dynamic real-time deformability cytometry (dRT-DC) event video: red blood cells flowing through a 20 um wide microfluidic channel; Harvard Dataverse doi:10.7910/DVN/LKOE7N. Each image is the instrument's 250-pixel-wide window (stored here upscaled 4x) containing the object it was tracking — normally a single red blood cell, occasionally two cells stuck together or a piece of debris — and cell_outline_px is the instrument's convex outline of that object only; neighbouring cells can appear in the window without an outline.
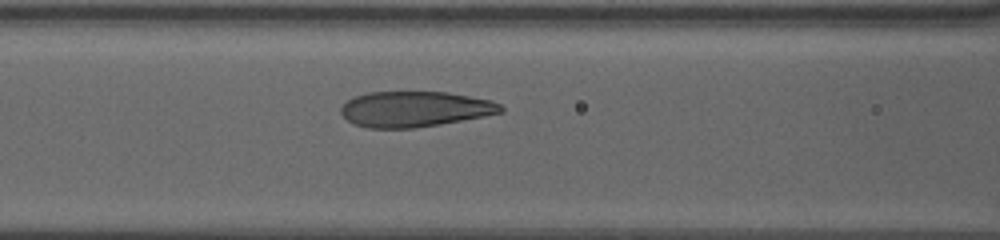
{"species": "human", "species_latin": "Homo sapiens", "temperature_condition": "warm", "stored_images_in_passage": 24, "camera_frame_rate_fps": 3000, "um_per_image_px": 0.085, "donor": {"sex": "female"}, "frame": {"image": 1, "passage_image": 10, "time_ms": 5.667, "image_size_px": [1000, 240], "cell_outline_px": [[504, 112], [484, 116], [440, 124], [416, 128], [368, 128], [356, 124], [348, 120], [340, 112], [340, 108], [348, 100], [356, 96], [368, 92], [448, 92], [492, 100], [500, 104], [504, 108]], "centroid_in_image_um": [35.28, 9.27], "position_along_channel_um": 131.3, "area_um2": 33.06}}
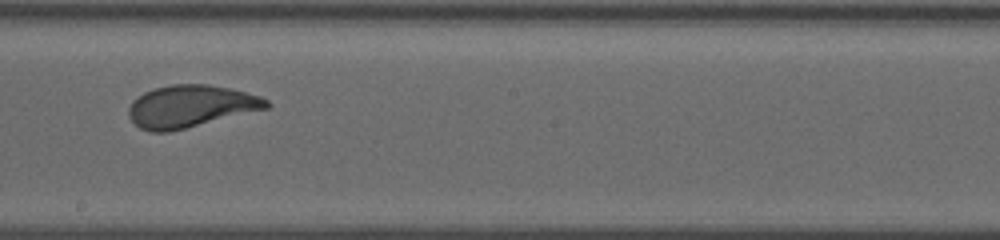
{"frame": {"image": 2, "passage_image": 15, "time_ms": 8.667, "image_size_px": [1000, 240], "cell_outline_px": [[272, 104], [268, 108], [168, 132], [152, 132], [140, 128], [128, 116], [128, 108], [132, 100], [144, 92], [152, 88], [172, 84], [208, 84], [228, 88], [260, 96], [268, 100]], "centroid_in_image_um": [16.17, 9.02], "position_along_channel_um": 232.0, "area_um2": 33.76}}
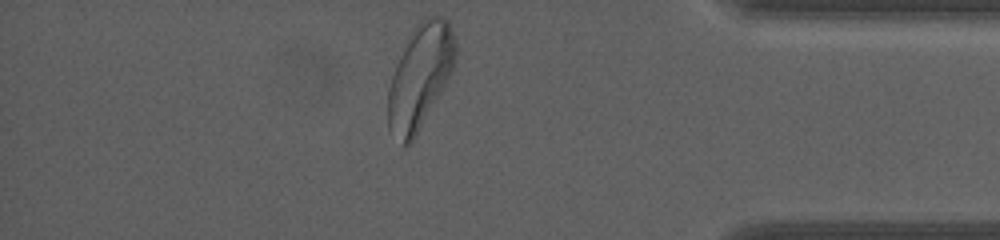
{"frame": {"image": 3, "passage_image": 24, "time_ms": 14.333, "image_size_px": [1000, 240], "cell_outline_px": [[456, 56], [452, 72], [448, 80], [412, 140], [404, 148], [388, 128], [388, 88], [396, 64], [416, 24], [424, 16], [440, 16], [448, 20], [456, 40]], "centroid_in_image_um": [35.72, 6.47], "position_along_channel_um": 399.5, "area_um2": 40.4}, "authors_computed_cell_mechanics": {"area_um2": 33.8708, "velocity_mm_per_s": 3.3612, "shape_relaxation_time_tau1_ms": 3.5011, "shape_relaxation_time_tau2_ms": 0.8646, "deformation_change_tau1": 0.1634, "deformation_change_tau2": 0.0759}}